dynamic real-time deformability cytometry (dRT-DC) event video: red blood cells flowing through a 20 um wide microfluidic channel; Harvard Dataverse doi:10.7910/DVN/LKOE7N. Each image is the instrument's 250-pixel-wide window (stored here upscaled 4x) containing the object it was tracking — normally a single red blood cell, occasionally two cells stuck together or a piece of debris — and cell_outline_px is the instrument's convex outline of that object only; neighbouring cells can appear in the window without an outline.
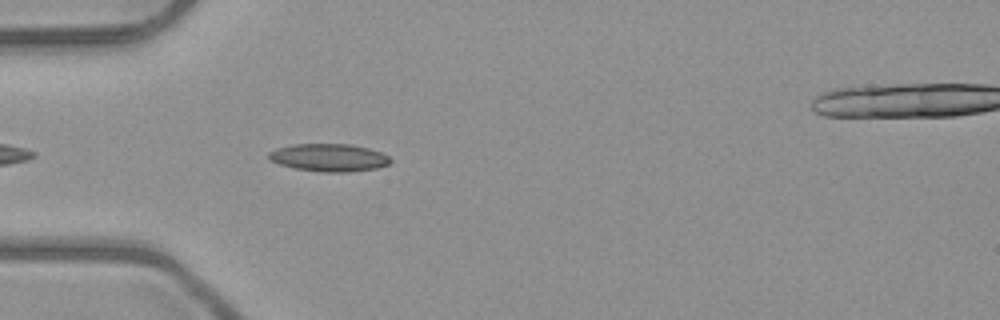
{"species": "common noctule bat (a hibernating species)", "species_latin": "Nyctalus noctula", "temperature_condition": "room temperature", "stored_images_in_passage": 4, "camera_frame_rate_fps": 3000, "um_per_image_px": 0.085, "animal": {"sex": "male", "body_mass_g": 23.1, "forearm_length_mm": 52.7}, "frame": {"image": 1, "passage_image": 3, "time_ms": 3.0, "image_size_px": [1000, 320], "cell_outline_px": [[392, 160], [388, 164], [376, 168], [348, 172], [320, 172], [296, 168], [280, 164], [268, 160], [268, 152], [276, 148], [292, 144], [348, 144], [368, 148], [380, 152], [388, 156]], "centroid_in_image_um": [27.93, 13.39], "position_along_channel_um": 57.1, "area_um2": 19.59}}